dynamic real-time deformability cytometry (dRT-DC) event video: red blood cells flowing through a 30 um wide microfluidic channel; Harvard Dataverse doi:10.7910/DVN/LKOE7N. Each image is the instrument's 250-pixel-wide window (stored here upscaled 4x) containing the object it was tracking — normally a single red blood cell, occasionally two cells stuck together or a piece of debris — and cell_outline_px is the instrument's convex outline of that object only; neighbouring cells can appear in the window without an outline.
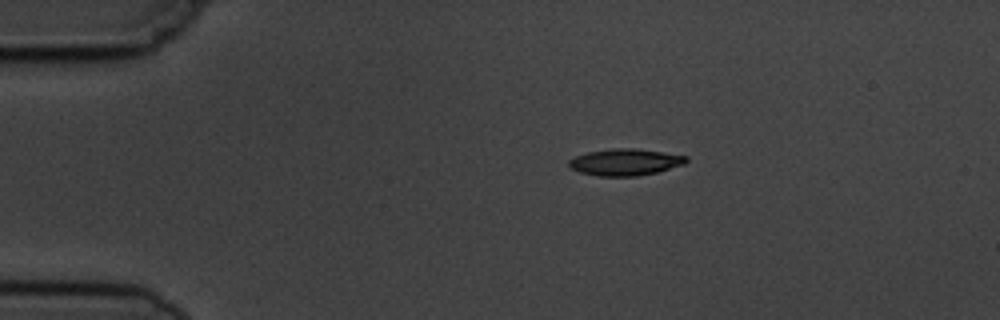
{"species": "common noctule bat (a hibernating species)", "species_latin": "Nyctalus noctula", "temperature_condition": "cold", "stored_images_in_passage": 7, "camera_frame_rate_fps": 3000, "um_per_image_px": 0.085, "animal": {"sex": "male", "body_mass_g": 19.5, "forearm_length_mm": 54.6}, "frame": {"image": 1, "passage_image": 2, "time_ms": 1.0, "image_size_px": [1000, 320], "cell_outline_px": [[688, 160], [684, 164], [656, 172], [636, 176], [600, 176], [580, 172], [572, 168], [568, 164], [568, 160], [576, 156], [588, 152], [612, 148], [636, 148], [688, 156]], "centroid_in_image_um": [53.14, 13.77], "position_along_channel_um": 31.9, "area_um2": 18.09}}
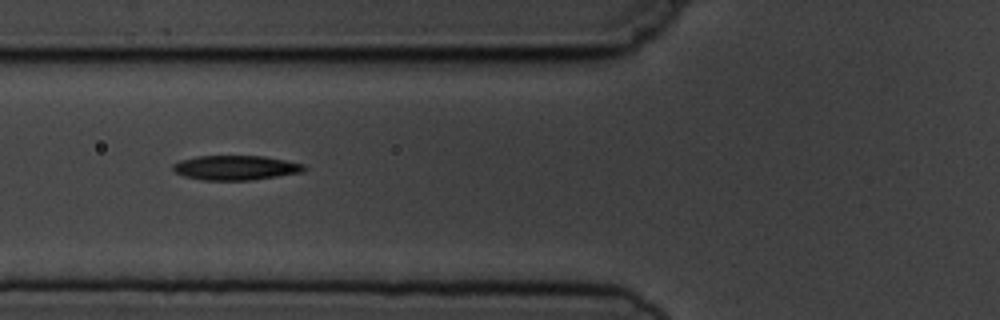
{"frame": {"image": 2, "passage_image": 5, "time_ms": 4.333, "image_size_px": [1000, 320], "cell_outline_px": [[308, 168], [304, 172], [252, 180], [204, 180], [184, 176], [176, 172], [172, 168], [172, 164], [180, 160], [196, 156], [264, 156], [304, 164]], "centroid_in_image_um": [20.05, 14.25], "position_along_channel_um": 105.8, "area_um2": 18.84}}
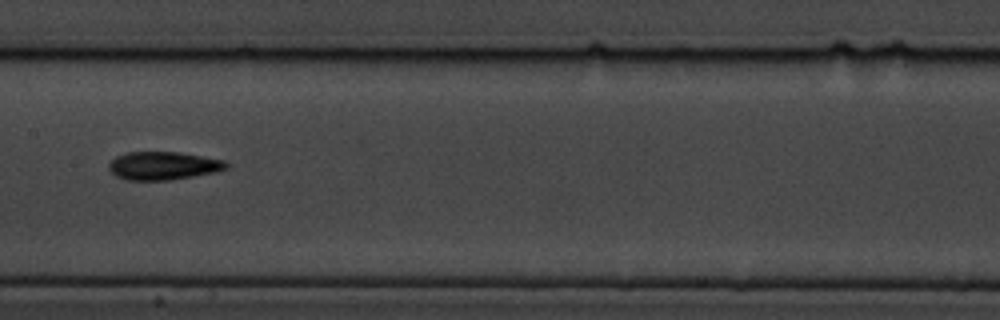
{"frame": {"image": 3, "passage_image": 7, "time_ms": 6.667, "image_size_px": [1000, 320], "cell_outline_px": [[228, 168], [216, 172], [168, 180], [128, 180], [116, 176], [108, 168], [108, 164], [116, 156], [128, 152], [180, 152], [224, 160], [228, 164]], "centroid_in_image_um": [13.87, 14.08], "position_along_channel_um": 193.5, "area_um2": 19.19}}